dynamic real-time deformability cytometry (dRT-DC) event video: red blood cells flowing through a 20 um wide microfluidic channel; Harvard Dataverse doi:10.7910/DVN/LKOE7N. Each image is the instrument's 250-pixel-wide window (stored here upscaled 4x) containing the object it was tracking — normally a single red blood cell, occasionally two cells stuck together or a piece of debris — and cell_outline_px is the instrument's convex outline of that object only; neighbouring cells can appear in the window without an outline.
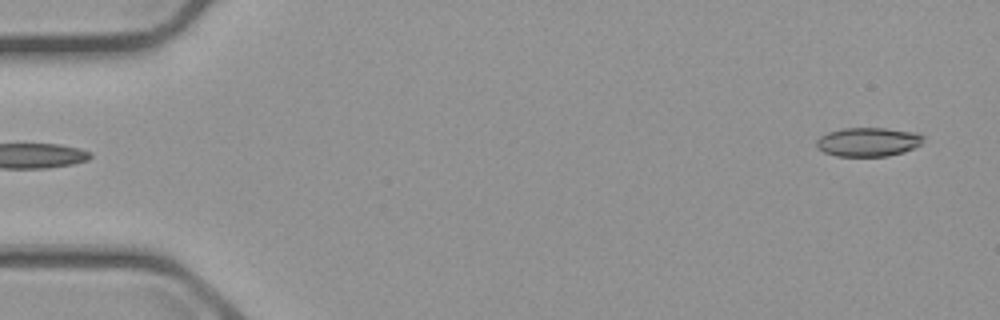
{"species": "common noctule bat (a hibernating species)", "species_latin": "Nyctalus noctula", "temperature_condition": "cold", "stored_images_in_passage": 4, "segment_of_instrument_passage": [2, 2], "camera_frame_rate_fps": 3000, "um_per_image_px": 0.085, "animal": {"sex": "male", "body_mass_g": 23.1, "forearm_length_mm": 52.7}, "frame": {"image": 1, "passage_image": 4, "time_ms": 5.0, "image_size_px": [1000, 320], "cell_outline_px": [[924, 136], [920, 144], [904, 152], [888, 156], [836, 156], [824, 152], [816, 144], [816, 140], [820, 136], [828, 132], [844, 128], [884, 128], [916, 132]], "centroid_in_image_um": [73.79, 12.06], "position_along_channel_um": 11.2, "area_um2": 17.92}}